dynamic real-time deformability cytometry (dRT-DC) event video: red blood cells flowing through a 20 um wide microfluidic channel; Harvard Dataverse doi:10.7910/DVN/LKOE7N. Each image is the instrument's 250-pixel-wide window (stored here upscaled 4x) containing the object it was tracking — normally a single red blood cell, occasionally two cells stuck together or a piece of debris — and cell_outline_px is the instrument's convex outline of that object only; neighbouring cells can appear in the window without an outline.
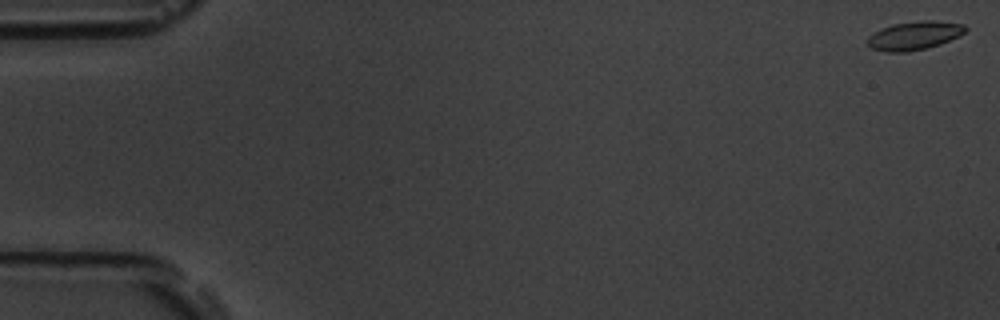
{"species": "common noctule bat (a hibernating species)", "species_latin": "Nyctalus noctula", "temperature_condition": "room temperature", "stored_images_in_passage": 56, "camera_frame_rate_fps": 3000, "um_per_image_px": 0.085, "animal": {"sex": "male", "body_mass_g": 19.5, "forearm_length_mm": 54.6}, "frame": {"image": 1, "passage_image": 1, "time_ms": 0.0, "image_size_px": [1000, 320], "cell_outline_px": [[968, 28], [960, 36], [940, 44], [908, 52], [888, 52], [872, 48], [864, 44], [868, 36], [892, 24], [924, 20], [936, 20], [964, 24]], "centroid_in_image_um": [77.72, 3.02], "position_along_channel_um": 7.3, "area_um2": 16.3}}
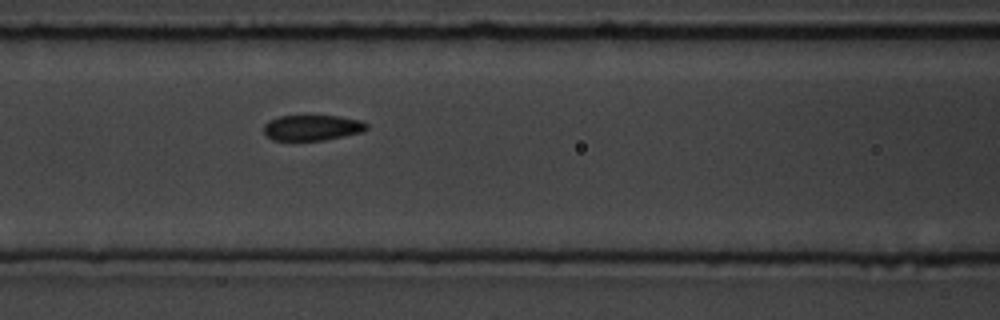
{"frame": {"image": 2, "passage_image": 24, "time_ms": 7.667, "image_size_px": [1000, 320], "cell_outline_px": [[368, 128], [364, 132], [324, 140], [272, 140], [264, 132], [264, 124], [268, 120], [280, 116], [340, 116], [360, 120], [368, 124]], "centroid_in_image_um": [26.56, 10.85], "position_along_channel_um": 140.0, "area_um2": 15.37}}
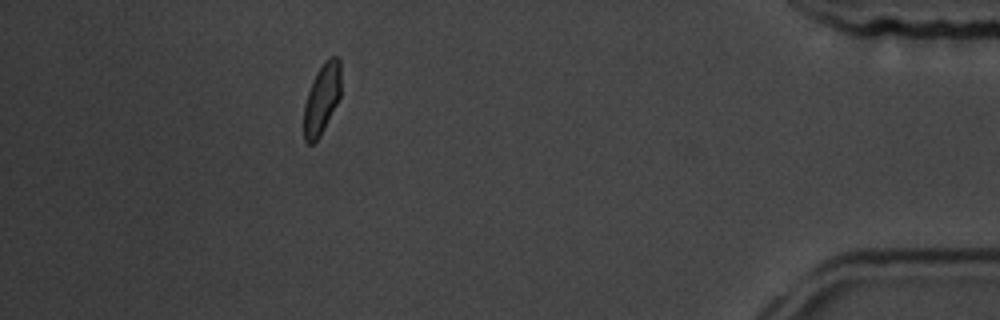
{"frame": {"image": 3, "passage_image": 50, "time_ms": 16.333, "image_size_px": [1000, 320], "cell_outline_px": [[340, 96], [320, 136], [312, 144], [308, 144], [304, 140], [304, 104], [308, 92], [316, 72], [328, 56], [336, 56], [340, 60]], "centroid_in_image_um": [27.35, 8.38], "position_along_channel_um": 407.9, "area_um2": 15.09}, "authors_computed_cell_mechanics": {"area_um2": 15.895, "velocity_mm_per_s": 3.7104, "shape_relaxation_time_tau1_ms": 3.3374, "shape_relaxation_time_tau2_ms": 2.2718, "deformation_change_tau1": 0.1051, "deformation_change_tau2": 0.0571}}